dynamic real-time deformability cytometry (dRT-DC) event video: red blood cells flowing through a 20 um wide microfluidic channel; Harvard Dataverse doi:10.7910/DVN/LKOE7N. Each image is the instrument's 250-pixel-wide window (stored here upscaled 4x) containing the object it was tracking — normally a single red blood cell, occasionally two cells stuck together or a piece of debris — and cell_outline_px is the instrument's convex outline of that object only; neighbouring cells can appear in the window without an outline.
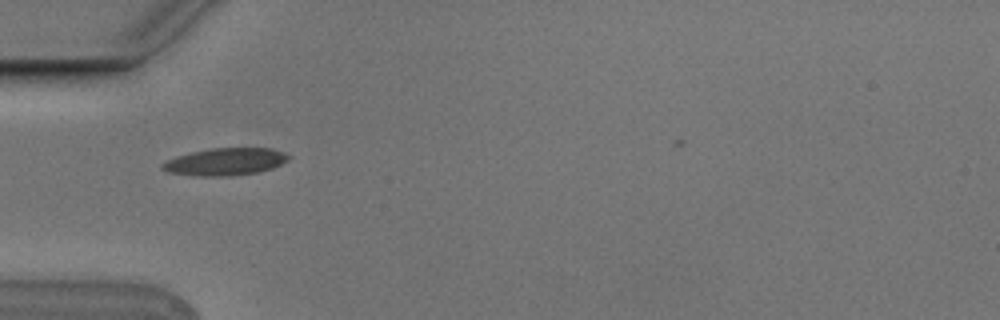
{"species": "Egyptian fruit bat (a non-hibernating species)", "species_latin": "Rousettus aegyptiacus", "temperature_condition": "cold", "stored_images_in_passage": 4, "camera_frame_rate_fps": 3000, "um_per_image_px": 0.085, "animal": {"sex": "male"}, "frame": {"image": 1, "passage_image": 2, "time_ms": 0.333, "image_size_px": [1000, 320], "cell_outline_px": [[292, 156], [288, 160], [272, 168], [256, 172], [232, 176], [196, 176], [168, 172], [160, 168], [160, 164], [176, 156], [192, 152], [212, 148], [272, 148], [284, 152]], "centroid_in_image_um": [19.15, 13.74], "position_along_channel_um": 65.9, "area_um2": 20.11}}
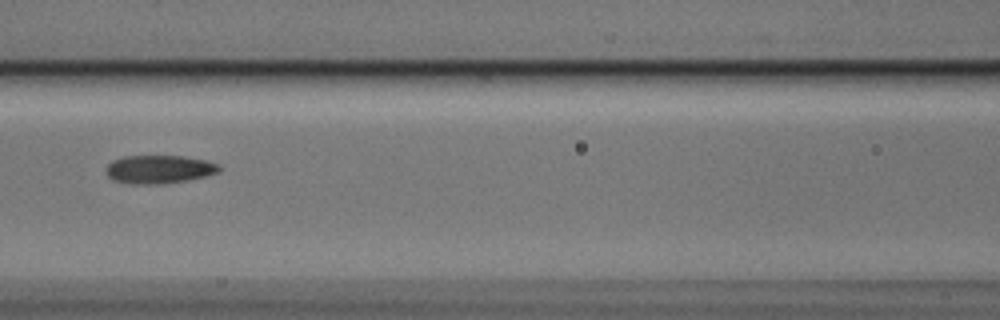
{"frame": {"image": 2, "passage_image": 4, "time_ms": 1.0, "image_size_px": [1000, 320], "cell_outline_px": [[220, 172], [204, 176], [184, 180], [148, 184], [132, 184], [116, 180], [108, 176], [108, 164], [112, 160], [124, 156], [184, 156], [204, 160], [220, 164]], "centroid_in_image_um": [13.54, 14.37], "position_along_channel_um": 153.1, "area_um2": 18.21}}